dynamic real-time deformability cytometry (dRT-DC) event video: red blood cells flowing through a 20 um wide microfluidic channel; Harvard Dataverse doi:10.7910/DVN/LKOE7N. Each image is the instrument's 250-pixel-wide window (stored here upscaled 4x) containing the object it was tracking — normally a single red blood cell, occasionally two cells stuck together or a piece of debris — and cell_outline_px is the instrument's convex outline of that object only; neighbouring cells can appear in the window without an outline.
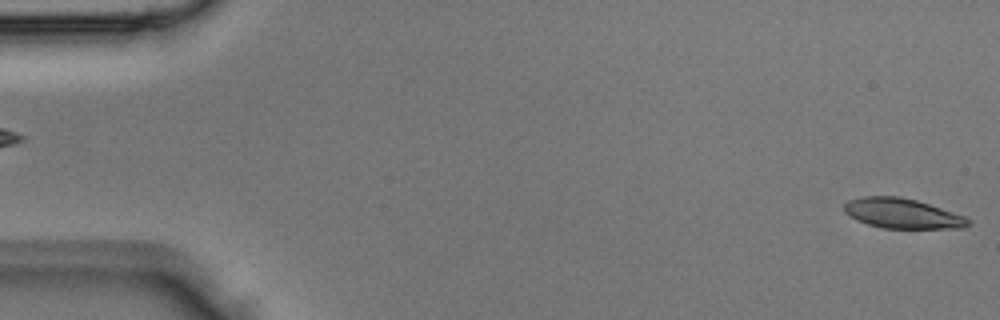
{"species": "Egyptian fruit bat (a non-hibernating species)", "species_latin": "Rousettus aegyptiacus", "temperature_condition": "room temperature", "stored_images_in_passage": 4, "camera_frame_rate_fps": 3000, "um_per_image_px": 0.085, "animal": {"sex": "male"}, "frame": {"image": 1, "passage_image": 4, "time_ms": 1.0, "image_size_px": [1000, 320], "cell_outline_px": [[972, 224], [964, 228], [884, 228], [868, 224], [856, 220], [848, 216], [844, 212], [844, 204], [848, 200], [860, 196], [900, 196], [916, 200], [964, 216], [972, 220]], "centroid_in_image_um": [76.68, 18.14], "position_along_channel_um": 8.3, "area_um2": 21.73}}